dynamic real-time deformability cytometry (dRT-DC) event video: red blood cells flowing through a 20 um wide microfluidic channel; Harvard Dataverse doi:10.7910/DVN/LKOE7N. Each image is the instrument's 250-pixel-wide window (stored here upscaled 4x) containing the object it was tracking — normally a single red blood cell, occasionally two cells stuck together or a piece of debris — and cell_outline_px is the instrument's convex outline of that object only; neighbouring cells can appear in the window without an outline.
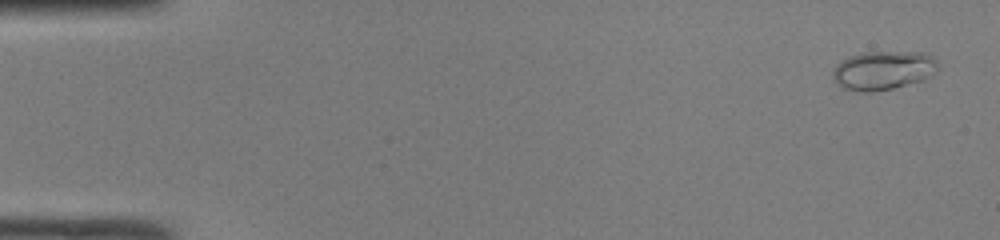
{"species": "common noctule bat (a hibernating species)", "species_latin": "Nyctalus noctula", "temperature_condition": "room temperature", "stored_images_in_passage": 45, "camera_frame_rate_fps": 3000, "um_per_image_px": 0.085, "animal": {"sex": "male", "body_mass_g": 19.0, "forearm_length_mm": 50.8}, "frame": {"image": 1, "passage_image": 2, "time_ms": 0.333, "image_size_px": [1000, 240], "cell_outline_px": [[936, 72], [932, 76], [924, 80], [892, 88], [872, 92], [856, 92], [844, 88], [836, 84], [832, 76], [832, 72], [840, 60], [848, 56], [864, 52], [928, 52], [936, 60]], "centroid_in_image_um": [75.06, 5.98], "position_along_channel_um": 9.9, "area_um2": 24.1}}
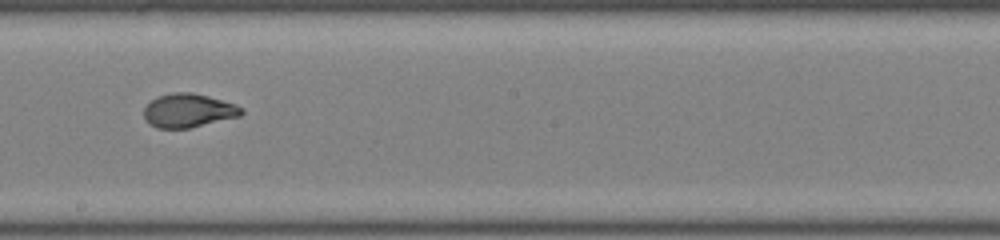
{"frame": {"image": 2, "passage_image": 28, "time_ms": 9.0, "image_size_px": [1000, 240], "cell_outline_px": [[244, 112], [240, 116], [188, 128], [156, 128], [148, 124], [144, 120], [144, 108], [156, 96], [172, 92], [192, 92], [208, 96], [236, 104], [244, 108]], "centroid_in_image_um": [15.99, 9.39], "position_along_channel_um": 232.2, "area_um2": 19.31}}
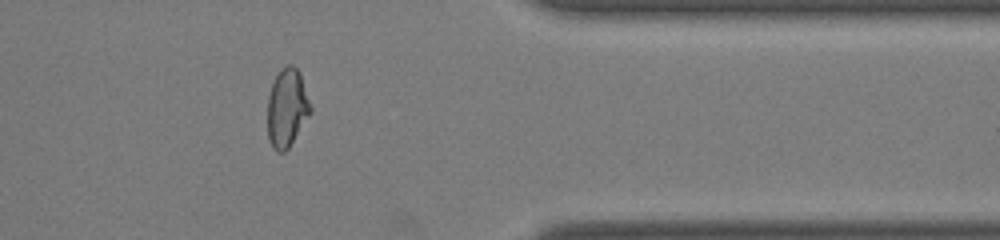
{"frame": {"image": 3, "passage_image": 40, "time_ms": 13.0, "image_size_px": [1000, 240], "cell_outline_px": [[312, 112], [288, 148], [284, 152], [276, 152], [272, 148], [268, 136], [268, 96], [272, 84], [280, 68], [288, 64], [292, 64], [300, 72], [312, 108]], "centroid_in_image_um": [24.4, 9.16], "position_along_channel_um": 387.0, "area_um2": 19.71}}